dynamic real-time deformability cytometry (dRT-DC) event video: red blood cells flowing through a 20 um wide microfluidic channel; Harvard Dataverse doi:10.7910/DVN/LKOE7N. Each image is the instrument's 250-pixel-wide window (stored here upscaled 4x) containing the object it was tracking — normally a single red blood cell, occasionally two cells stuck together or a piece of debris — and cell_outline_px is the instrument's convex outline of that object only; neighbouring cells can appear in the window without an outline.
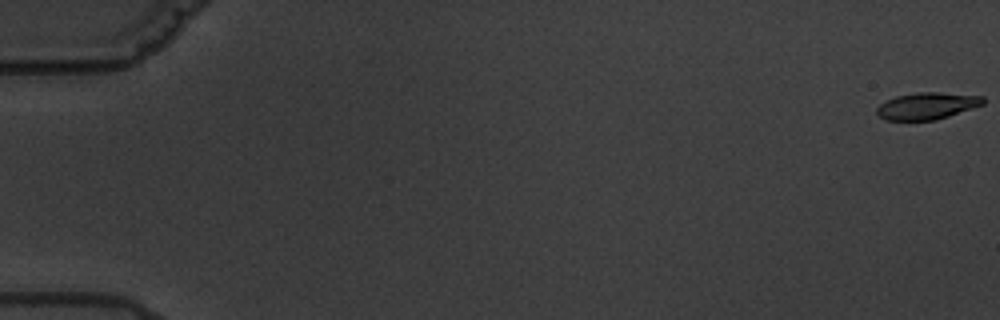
{"species": "common noctule bat (a hibernating species)", "species_latin": "Nyctalus noctula", "temperature_condition": "warm", "stored_images_in_passage": 6, "camera_frame_rate_fps": 3000, "um_per_image_px": 0.085, "animal": {"sex": "male", "body_mass_g": 19.5, "forearm_length_mm": 54.6}, "frame": {"image": 1, "passage_image": 1, "time_ms": 0.0, "image_size_px": [1000, 320], "cell_outline_px": [[984, 104], [936, 120], [884, 120], [876, 112], [876, 108], [880, 104], [896, 96], [916, 92], [936, 92], [984, 96]], "centroid_in_image_um": [78.79, 9.0], "position_along_channel_um": 6.2, "area_um2": 16.53}}
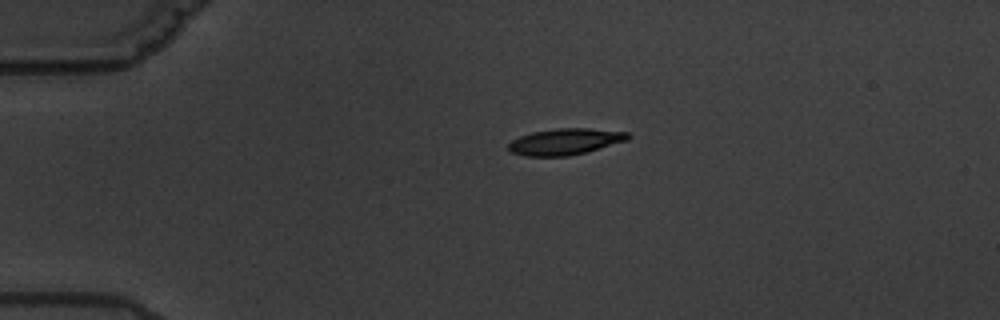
{"frame": {"image": 2, "passage_image": 5, "time_ms": 4.667, "image_size_px": [1000, 320], "cell_outline_px": [[632, 136], [628, 140], [584, 152], [568, 156], [524, 156], [512, 152], [508, 148], [508, 144], [512, 140], [520, 136], [532, 132], [556, 128], [588, 128], [628, 132]], "centroid_in_image_um": [48.04, 12.03], "position_along_channel_um": 37.0, "area_um2": 18.21}}